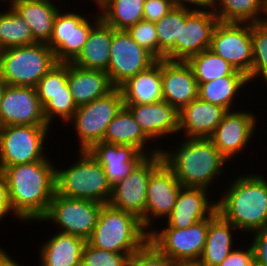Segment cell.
<instances>
[{
    "instance_id": "obj_1",
    "label": "cell",
    "mask_w": 267,
    "mask_h": 266,
    "mask_svg": "<svg viewBox=\"0 0 267 266\" xmlns=\"http://www.w3.org/2000/svg\"><path fill=\"white\" fill-rule=\"evenodd\" d=\"M44 160L4 168L3 174L13 213L23 222L41 220L56 192V164ZM54 164V165H53Z\"/></svg>"
},
{
    "instance_id": "obj_2",
    "label": "cell",
    "mask_w": 267,
    "mask_h": 266,
    "mask_svg": "<svg viewBox=\"0 0 267 266\" xmlns=\"http://www.w3.org/2000/svg\"><path fill=\"white\" fill-rule=\"evenodd\" d=\"M179 139L180 142L176 140L178 143L174 144L176 147L169 145L166 150L164 146L161 148L163 163L174 173L181 186L200 187L214 192L213 186L216 181L219 182L218 177L222 181L224 170L227 171L225 168L231 163L210 138Z\"/></svg>"
},
{
    "instance_id": "obj_3",
    "label": "cell",
    "mask_w": 267,
    "mask_h": 266,
    "mask_svg": "<svg viewBox=\"0 0 267 266\" xmlns=\"http://www.w3.org/2000/svg\"><path fill=\"white\" fill-rule=\"evenodd\" d=\"M256 173L235 175L219 192L217 212L238 232L251 234L267 228V176Z\"/></svg>"
},
{
    "instance_id": "obj_4",
    "label": "cell",
    "mask_w": 267,
    "mask_h": 266,
    "mask_svg": "<svg viewBox=\"0 0 267 266\" xmlns=\"http://www.w3.org/2000/svg\"><path fill=\"white\" fill-rule=\"evenodd\" d=\"M149 241V232L132 213L103 204L97 224L87 242L99 249L135 254Z\"/></svg>"
},
{
    "instance_id": "obj_5",
    "label": "cell",
    "mask_w": 267,
    "mask_h": 266,
    "mask_svg": "<svg viewBox=\"0 0 267 266\" xmlns=\"http://www.w3.org/2000/svg\"><path fill=\"white\" fill-rule=\"evenodd\" d=\"M78 159L61 168L56 165V193L74 199H86L101 204L109 202L112 187L101 164L88 152L78 151ZM79 154V156H78Z\"/></svg>"
},
{
    "instance_id": "obj_6",
    "label": "cell",
    "mask_w": 267,
    "mask_h": 266,
    "mask_svg": "<svg viewBox=\"0 0 267 266\" xmlns=\"http://www.w3.org/2000/svg\"><path fill=\"white\" fill-rule=\"evenodd\" d=\"M56 63L47 43L7 48L0 51V76L7 85L36 87Z\"/></svg>"
},
{
    "instance_id": "obj_7",
    "label": "cell",
    "mask_w": 267,
    "mask_h": 266,
    "mask_svg": "<svg viewBox=\"0 0 267 266\" xmlns=\"http://www.w3.org/2000/svg\"><path fill=\"white\" fill-rule=\"evenodd\" d=\"M51 128L49 125L0 127V172L8 166L44 160L46 144H50L48 133L55 130Z\"/></svg>"
},
{
    "instance_id": "obj_8",
    "label": "cell",
    "mask_w": 267,
    "mask_h": 266,
    "mask_svg": "<svg viewBox=\"0 0 267 266\" xmlns=\"http://www.w3.org/2000/svg\"><path fill=\"white\" fill-rule=\"evenodd\" d=\"M123 106L122 92L115 88L108 95L77 107L67 124H71L76 132L78 151H88L94 144L102 142L107 125Z\"/></svg>"
},
{
    "instance_id": "obj_9",
    "label": "cell",
    "mask_w": 267,
    "mask_h": 266,
    "mask_svg": "<svg viewBox=\"0 0 267 266\" xmlns=\"http://www.w3.org/2000/svg\"><path fill=\"white\" fill-rule=\"evenodd\" d=\"M66 10L64 4L56 14L52 34L47 43L57 63L72 62L88 40L92 27L101 19L98 8L95 9V16L91 15L93 19L85 15V12L83 14Z\"/></svg>"
},
{
    "instance_id": "obj_10",
    "label": "cell",
    "mask_w": 267,
    "mask_h": 266,
    "mask_svg": "<svg viewBox=\"0 0 267 266\" xmlns=\"http://www.w3.org/2000/svg\"><path fill=\"white\" fill-rule=\"evenodd\" d=\"M102 206L99 202L68 198L55 192L47 213L38 223H54L58 232L76 235L87 241L97 224Z\"/></svg>"
},
{
    "instance_id": "obj_11",
    "label": "cell",
    "mask_w": 267,
    "mask_h": 266,
    "mask_svg": "<svg viewBox=\"0 0 267 266\" xmlns=\"http://www.w3.org/2000/svg\"><path fill=\"white\" fill-rule=\"evenodd\" d=\"M209 218L198 221L188 228H153L149 242L174 262L199 261L204 250Z\"/></svg>"
},
{
    "instance_id": "obj_12",
    "label": "cell",
    "mask_w": 267,
    "mask_h": 266,
    "mask_svg": "<svg viewBox=\"0 0 267 266\" xmlns=\"http://www.w3.org/2000/svg\"><path fill=\"white\" fill-rule=\"evenodd\" d=\"M162 163L160 153L146 156L125 179L112 186L108 204L137 216L145 229L147 183Z\"/></svg>"
},
{
    "instance_id": "obj_13",
    "label": "cell",
    "mask_w": 267,
    "mask_h": 266,
    "mask_svg": "<svg viewBox=\"0 0 267 266\" xmlns=\"http://www.w3.org/2000/svg\"><path fill=\"white\" fill-rule=\"evenodd\" d=\"M157 59L140 46L126 30L112 27V44L107 74L115 88L148 69Z\"/></svg>"
},
{
    "instance_id": "obj_14",
    "label": "cell",
    "mask_w": 267,
    "mask_h": 266,
    "mask_svg": "<svg viewBox=\"0 0 267 266\" xmlns=\"http://www.w3.org/2000/svg\"><path fill=\"white\" fill-rule=\"evenodd\" d=\"M209 49L245 73L251 84L252 24L219 22L214 28Z\"/></svg>"
},
{
    "instance_id": "obj_15",
    "label": "cell",
    "mask_w": 267,
    "mask_h": 266,
    "mask_svg": "<svg viewBox=\"0 0 267 266\" xmlns=\"http://www.w3.org/2000/svg\"><path fill=\"white\" fill-rule=\"evenodd\" d=\"M242 106V109L227 111L210 137L230 163H232L231 160L240 157L245 149L249 148L248 146H252V139H255L256 128H258L256 126L260 124L257 123L260 120L255 112L246 110L244 105Z\"/></svg>"
},
{
    "instance_id": "obj_16",
    "label": "cell",
    "mask_w": 267,
    "mask_h": 266,
    "mask_svg": "<svg viewBox=\"0 0 267 266\" xmlns=\"http://www.w3.org/2000/svg\"><path fill=\"white\" fill-rule=\"evenodd\" d=\"M219 19L212 9L192 10L181 24L180 40L165 60L187 61L191 56L210 48L214 28Z\"/></svg>"
},
{
    "instance_id": "obj_17",
    "label": "cell",
    "mask_w": 267,
    "mask_h": 266,
    "mask_svg": "<svg viewBox=\"0 0 267 266\" xmlns=\"http://www.w3.org/2000/svg\"><path fill=\"white\" fill-rule=\"evenodd\" d=\"M48 125L35 87L6 85L0 103V127Z\"/></svg>"
},
{
    "instance_id": "obj_18",
    "label": "cell",
    "mask_w": 267,
    "mask_h": 266,
    "mask_svg": "<svg viewBox=\"0 0 267 266\" xmlns=\"http://www.w3.org/2000/svg\"><path fill=\"white\" fill-rule=\"evenodd\" d=\"M181 187L174 173L164 163L151 174L146 189V230L148 232L156 227L158 219L165 221L171 214Z\"/></svg>"
},
{
    "instance_id": "obj_19",
    "label": "cell",
    "mask_w": 267,
    "mask_h": 266,
    "mask_svg": "<svg viewBox=\"0 0 267 266\" xmlns=\"http://www.w3.org/2000/svg\"><path fill=\"white\" fill-rule=\"evenodd\" d=\"M131 112L143 132L159 145L171 136H179V111L167 101L161 100L147 104H124ZM177 134V135H175ZM160 141H157L159 140ZM157 142V144H156Z\"/></svg>"
},
{
    "instance_id": "obj_20",
    "label": "cell",
    "mask_w": 267,
    "mask_h": 266,
    "mask_svg": "<svg viewBox=\"0 0 267 266\" xmlns=\"http://www.w3.org/2000/svg\"><path fill=\"white\" fill-rule=\"evenodd\" d=\"M211 190L200 187H181L174 209L161 225L184 229L198 221L209 218L217 208L216 196L210 199ZM209 197V198H208Z\"/></svg>"
},
{
    "instance_id": "obj_21",
    "label": "cell",
    "mask_w": 267,
    "mask_h": 266,
    "mask_svg": "<svg viewBox=\"0 0 267 266\" xmlns=\"http://www.w3.org/2000/svg\"><path fill=\"white\" fill-rule=\"evenodd\" d=\"M163 100L180 111L198 97V84L186 61L161 60Z\"/></svg>"
},
{
    "instance_id": "obj_22",
    "label": "cell",
    "mask_w": 267,
    "mask_h": 266,
    "mask_svg": "<svg viewBox=\"0 0 267 266\" xmlns=\"http://www.w3.org/2000/svg\"><path fill=\"white\" fill-rule=\"evenodd\" d=\"M88 152L103 167L111 187L125 179L146 157L131 145L105 142L94 144Z\"/></svg>"
},
{
    "instance_id": "obj_23",
    "label": "cell",
    "mask_w": 267,
    "mask_h": 266,
    "mask_svg": "<svg viewBox=\"0 0 267 266\" xmlns=\"http://www.w3.org/2000/svg\"><path fill=\"white\" fill-rule=\"evenodd\" d=\"M226 112L225 108L197 97L179 111V137L210 138Z\"/></svg>"
},
{
    "instance_id": "obj_24",
    "label": "cell",
    "mask_w": 267,
    "mask_h": 266,
    "mask_svg": "<svg viewBox=\"0 0 267 266\" xmlns=\"http://www.w3.org/2000/svg\"><path fill=\"white\" fill-rule=\"evenodd\" d=\"M64 2L65 0H59L58 3L48 0H10L7 4L27 22L37 43H48L55 16Z\"/></svg>"
},
{
    "instance_id": "obj_25",
    "label": "cell",
    "mask_w": 267,
    "mask_h": 266,
    "mask_svg": "<svg viewBox=\"0 0 267 266\" xmlns=\"http://www.w3.org/2000/svg\"><path fill=\"white\" fill-rule=\"evenodd\" d=\"M102 142L117 145H131L146 156L159 154L163 146L160 143L161 146L153 147L154 145L152 144L154 142L143 132L140 125L125 106L121 108L107 125Z\"/></svg>"
},
{
    "instance_id": "obj_26",
    "label": "cell",
    "mask_w": 267,
    "mask_h": 266,
    "mask_svg": "<svg viewBox=\"0 0 267 266\" xmlns=\"http://www.w3.org/2000/svg\"><path fill=\"white\" fill-rule=\"evenodd\" d=\"M68 85L77 107L104 97L115 87L106 71L84 69L68 63Z\"/></svg>"
},
{
    "instance_id": "obj_27",
    "label": "cell",
    "mask_w": 267,
    "mask_h": 266,
    "mask_svg": "<svg viewBox=\"0 0 267 266\" xmlns=\"http://www.w3.org/2000/svg\"><path fill=\"white\" fill-rule=\"evenodd\" d=\"M51 236L43 240L38 249L39 266H81L82 252L87 241L57 230Z\"/></svg>"
},
{
    "instance_id": "obj_28",
    "label": "cell",
    "mask_w": 267,
    "mask_h": 266,
    "mask_svg": "<svg viewBox=\"0 0 267 266\" xmlns=\"http://www.w3.org/2000/svg\"><path fill=\"white\" fill-rule=\"evenodd\" d=\"M234 231L238 229L216 210L209 217L206 242L199 261L204 266H219L237 245L234 237L238 240V234Z\"/></svg>"
},
{
    "instance_id": "obj_29",
    "label": "cell",
    "mask_w": 267,
    "mask_h": 266,
    "mask_svg": "<svg viewBox=\"0 0 267 266\" xmlns=\"http://www.w3.org/2000/svg\"><path fill=\"white\" fill-rule=\"evenodd\" d=\"M124 104H147L163 100L161 60L119 87Z\"/></svg>"
},
{
    "instance_id": "obj_30",
    "label": "cell",
    "mask_w": 267,
    "mask_h": 266,
    "mask_svg": "<svg viewBox=\"0 0 267 266\" xmlns=\"http://www.w3.org/2000/svg\"><path fill=\"white\" fill-rule=\"evenodd\" d=\"M112 44V27L100 19L91 29L79 55L71 62L84 68L107 71Z\"/></svg>"
},
{
    "instance_id": "obj_31",
    "label": "cell",
    "mask_w": 267,
    "mask_h": 266,
    "mask_svg": "<svg viewBox=\"0 0 267 266\" xmlns=\"http://www.w3.org/2000/svg\"><path fill=\"white\" fill-rule=\"evenodd\" d=\"M197 84L198 97L200 99L219 105L227 111H230L237 109L236 104L238 103L236 102H239L237 99L240 98L243 92L246 93L249 91L246 86L250 82L248 76H223L207 83Z\"/></svg>"
},
{
    "instance_id": "obj_32",
    "label": "cell",
    "mask_w": 267,
    "mask_h": 266,
    "mask_svg": "<svg viewBox=\"0 0 267 266\" xmlns=\"http://www.w3.org/2000/svg\"><path fill=\"white\" fill-rule=\"evenodd\" d=\"M145 0H97L101 19L115 30H127L143 20Z\"/></svg>"
},
{
    "instance_id": "obj_33",
    "label": "cell",
    "mask_w": 267,
    "mask_h": 266,
    "mask_svg": "<svg viewBox=\"0 0 267 266\" xmlns=\"http://www.w3.org/2000/svg\"><path fill=\"white\" fill-rule=\"evenodd\" d=\"M224 23L262 22L266 14L265 0H214L212 8Z\"/></svg>"
},
{
    "instance_id": "obj_34",
    "label": "cell",
    "mask_w": 267,
    "mask_h": 266,
    "mask_svg": "<svg viewBox=\"0 0 267 266\" xmlns=\"http://www.w3.org/2000/svg\"><path fill=\"white\" fill-rule=\"evenodd\" d=\"M186 62L191 66L197 83H207L223 76H247L210 49L191 56Z\"/></svg>"
},
{
    "instance_id": "obj_35",
    "label": "cell",
    "mask_w": 267,
    "mask_h": 266,
    "mask_svg": "<svg viewBox=\"0 0 267 266\" xmlns=\"http://www.w3.org/2000/svg\"><path fill=\"white\" fill-rule=\"evenodd\" d=\"M0 11V51L37 43L23 18L9 5Z\"/></svg>"
},
{
    "instance_id": "obj_36",
    "label": "cell",
    "mask_w": 267,
    "mask_h": 266,
    "mask_svg": "<svg viewBox=\"0 0 267 266\" xmlns=\"http://www.w3.org/2000/svg\"><path fill=\"white\" fill-rule=\"evenodd\" d=\"M192 11L190 8L175 6L159 21L155 23L158 37V60H162L175 47L176 40H180L181 24Z\"/></svg>"
},
{
    "instance_id": "obj_37",
    "label": "cell",
    "mask_w": 267,
    "mask_h": 266,
    "mask_svg": "<svg viewBox=\"0 0 267 266\" xmlns=\"http://www.w3.org/2000/svg\"><path fill=\"white\" fill-rule=\"evenodd\" d=\"M41 105L43 106V114L47 124L53 129V122L60 120L61 126H69L67 123L72 119L77 106L74 103L69 85H67V93L58 94H37ZM63 123V124H62Z\"/></svg>"
},
{
    "instance_id": "obj_38",
    "label": "cell",
    "mask_w": 267,
    "mask_h": 266,
    "mask_svg": "<svg viewBox=\"0 0 267 266\" xmlns=\"http://www.w3.org/2000/svg\"><path fill=\"white\" fill-rule=\"evenodd\" d=\"M252 51L251 84L253 81L258 84L259 80L267 83V22L265 21L252 24Z\"/></svg>"
},
{
    "instance_id": "obj_39",
    "label": "cell",
    "mask_w": 267,
    "mask_h": 266,
    "mask_svg": "<svg viewBox=\"0 0 267 266\" xmlns=\"http://www.w3.org/2000/svg\"><path fill=\"white\" fill-rule=\"evenodd\" d=\"M133 255L105 251L86 242L82 252L81 266H130Z\"/></svg>"
},
{
    "instance_id": "obj_40",
    "label": "cell",
    "mask_w": 267,
    "mask_h": 266,
    "mask_svg": "<svg viewBox=\"0 0 267 266\" xmlns=\"http://www.w3.org/2000/svg\"><path fill=\"white\" fill-rule=\"evenodd\" d=\"M68 63H56L38 82L37 94L67 93Z\"/></svg>"
},
{
    "instance_id": "obj_41",
    "label": "cell",
    "mask_w": 267,
    "mask_h": 266,
    "mask_svg": "<svg viewBox=\"0 0 267 266\" xmlns=\"http://www.w3.org/2000/svg\"><path fill=\"white\" fill-rule=\"evenodd\" d=\"M126 31L140 46L158 60V37L154 22L140 20Z\"/></svg>"
},
{
    "instance_id": "obj_42",
    "label": "cell",
    "mask_w": 267,
    "mask_h": 266,
    "mask_svg": "<svg viewBox=\"0 0 267 266\" xmlns=\"http://www.w3.org/2000/svg\"><path fill=\"white\" fill-rule=\"evenodd\" d=\"M130 266H174V261L148 241L131 257Z\"/></svg>"
},
{
    "instance_id": "obj_43",
    "label": "cell",
    "mask_w": 267,
    "mask_h": 266,
    "mask_svg": "<svg viewBox=\"0 0 267 266\" xmlns=\"http://www.w3.org/2000/svg\"><path fill=\"white\" fill-rule=\"evenodd\" d=\"M175 7L173 0H145L143 20L156 23Z\"/></svg>"
},
{
    "instance_id": "obj_44",
    "label": "cell",
    "mask_w": 267,
    "mask_h": 266,
    "mask_svg": "<svg viewBox=\"0 0 267 266\" xmlns=\"http://www.w3.org/2000/svg\"><path fill=\"white\" fill-rule=\"evenodd\" d=\"M237 245L219 266H255L254 253L251 244ZM239 247V248H238ZM243 248V249H242Z\"/></svg>"
},
{
    "instance_id": "obj_45",
    "label": "cell",
    "mask_w": 267,
    "mask_h": 266,
    "mask_svg": "<svg viewBox=\"0 0 267 266\" xmlns=\"http://www.w3.org/2000/svg\"><path fill=\"white\" fill-rule=\"evenodd\" d=\"M250 236L255 266H267V228L255 231Z\"/></svg>"
},
{
    "instance_id": "obj_46",
    "label": "cell",
    "mask_w": 267,
    "mask_h": 266,
    "mask_svg": "<svg viewBox=\"0 0 267 266\" xmlns=\"http://www.w3.org/2000/svg\"><path fill=\"white\" fill-rule=\"evenodd\" d=\"M0 208L8 215V217L15 216L14 219L21 221L12 211L9 196L8 187L3 174L0 172ZM10 215V216H9Z\"/></svg>"
},
{
    "instance_id": "obj_47",
    "label": "cell",
    "mask_w": 267,
    "mask_h": 266,
    "mask_svg": "<svg viewBox=\"0 0 267 266\" xmlns=\"http://www.w3.org/2000/svg\"><path fill=\"white\" fill-rule=\"evenodd\" d=\"M173 2L175 6L192 10H208L214 6V0H173Z\"/></svg>"
},
{
    "instance_id": "obj_48",
    "label": "cell",
    "mask_w": 267,
    "mask_h": 266,
    "mask_svg": "<svg viewBox=\"0 0 267 266\" xmlns=\"http://www.w3.org/2000/svg\"><path fill=\"white\" fill-rule=\"evenodd\" d=\"M11 257L4 248L0 247V266H25L22 263L19 264L18 260L16 261V259Z\"/></svg>"
},
{
    "instance_id": "obj_49",
    "label": "cell",
    "mask_w": 267,
    "mask_h": 266,
    "mask_svg": "<svg viewBox=\"0 0 267 266\" xmlns=\"http://www.w3.org/2000/svg\"><path fill=\"white\" fill-rule=\"evenodd\" d=\"M174 266H204L200 261H177Z\"/></svg>"
},
{
    "instance_id": "obj_50",
    "label": "cell",
    "mask_w": 267,
    "mask_h": 266,
    "mask_svg": "<svg viewBox=\"0 0 267 266\" xmlns=\"http://www.w3.org/2000/svg\"><path fill=\"white\" fill-rule=\"evenodd\" d=\"M6 85L7 84L5 83V81L0 76V103H1L2 94L4 92V89H5Z\"/></svg>"
},
{
    "instance_id": "obj_51",
    "label": "cell",
    "mask_w": 267,
    "mask_h": 266,
    "mask_svg": "<svg viewBox=\"0 0 267 266\" xmlns=\"http://www.w3.org/2000/svg\"><path fill=\"white\" fill-rule=\"evenodd\" d=\"M8 216L1 208H0V222H2V220Z\"/></svg>"
},
{
    "instance_id": "obj_52",
    "label": "cell",
    "mask_w": 267,
    "mask_h": 266,
    "mask_svg": "<svg viewBox=\"0 0 267 266\" xmlns=\"http://www.w3.org/2000/svg\"><path fill=\"white\" fill-rule=\"evenodd\" d=\"M1 1H2L3 3H2ZM9 1H10V0H0V3H2L1 5H4V3H5V6L7 7L6 4H7Z\"/></svg>"
},
{
    "instance_id": "obj_53",
    "label": "cell",
    "mask_w": 267,
    "mask_h": 266,
    "mask_svg": "<svg viewBox=\"0 0 267 266\" xmlns=\"http://www.w3.org/2000/svg\"><path fill=\"white\" fill-rule=\"evenodd\" d=\"M265 22H267V1H266V14H265V19H264Z\"/></svg>"
},
{
    "instance_id": "obj_54",
    "label": "cell",
    "mask_w": 267,
    "mask_h": 266,
    "mask_svg": "<svg viewBox=\"0 0 267 266\" xmlns=\"http://www.w3.org/2000/svg\"><path fill=\"white\" fill-rule=\"evenodd\" d=\"M90 3H91V4H92V3L96 4L95 0H91V2H90Z\"/></svg>"
}]
</instances>
